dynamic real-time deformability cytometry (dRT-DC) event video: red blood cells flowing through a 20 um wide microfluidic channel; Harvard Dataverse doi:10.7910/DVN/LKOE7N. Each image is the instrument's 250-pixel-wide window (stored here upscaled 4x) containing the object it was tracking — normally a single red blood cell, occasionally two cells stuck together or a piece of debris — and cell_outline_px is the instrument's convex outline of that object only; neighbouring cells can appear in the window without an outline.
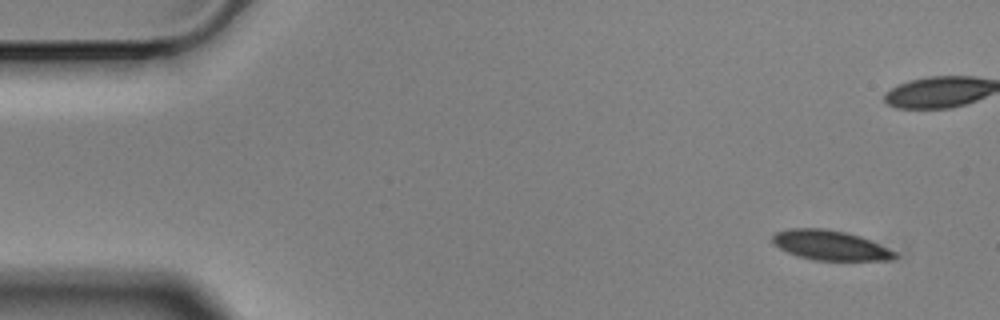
{"species": "Egyptian fruit bat (a non-hibernating species)", "species_latin": "Rousettus aegyptiacus", "temperature_condition": "cold", "stored_images_in_passage": 7, "camera_frame_rate_fps": 3000, "um_per_image_px": 0.085, "animal": {"sex": "male"}, "frame": {"image": 1, "passage_image": 1, "time_ms": 0.0, "image_size_px": [1000, 320], "cell_outline_px": [[900, 256], [888, 260], [812, 260], [796, 256], [772, 244], [772, 236], [776, 232], [788, 228], [824, 228], [844, 232], [860, 236], [896, 252]], "centroid_in_image_um": [70.52, 20.85], "position_along_channel_um": 14.5, "area_um2": 21.21}}
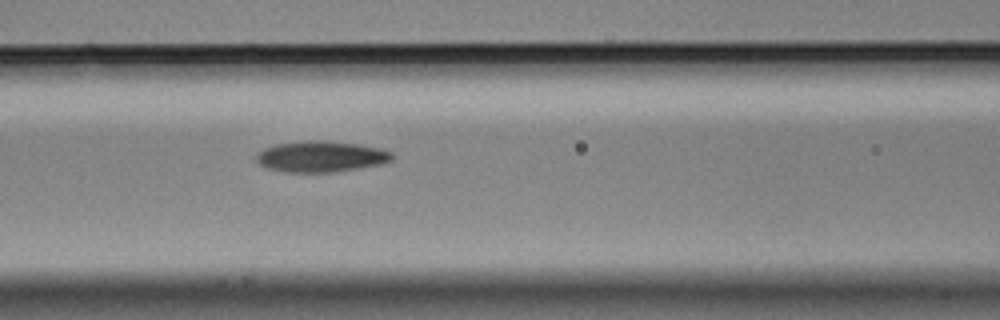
{"frame": {"image": 2, "passage_image": 7, "time_ms": 2.0, "image_size_px": [1000, 320], "cell_outline_px": [[392, 160], [384, 164], [336, 172], [284, 172], [268, 168], [260, 164], [256, 160], [256, 156], [264, 148], [276, 144], [308, 140], [320, 140], [356, 144], [380, 148], [392, 152]], "centroid_in_image_um": [27.31, 13.31], "position_along_channel_um": 139.3, "area_um2": 24.51}}